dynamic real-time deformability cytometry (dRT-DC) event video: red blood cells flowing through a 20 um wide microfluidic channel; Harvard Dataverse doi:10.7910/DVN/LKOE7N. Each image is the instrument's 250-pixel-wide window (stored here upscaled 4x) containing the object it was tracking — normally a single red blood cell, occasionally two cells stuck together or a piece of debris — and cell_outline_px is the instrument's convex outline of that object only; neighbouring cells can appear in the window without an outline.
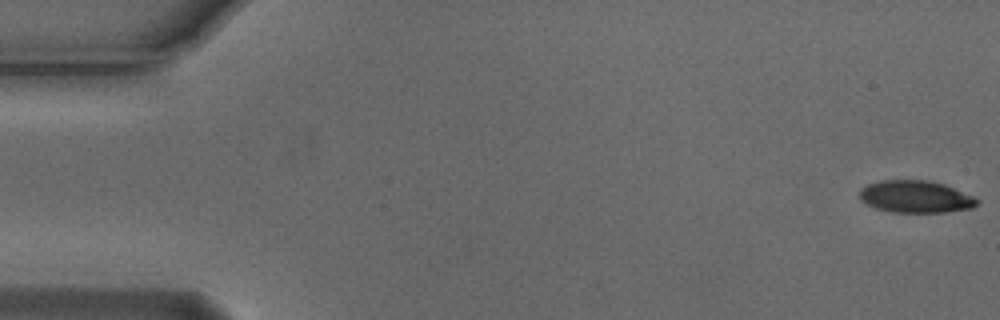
{"species": "Egyptian fruit bat (a non-hibernating species)", "species_latin": "Rousettus aegyptiacus", "temperature_condition": "cold", "stored_images_in_passage": 55, "camera_frame_rate_fps": 3000, "um_per_image_px": 0.085, "animal": {"sex": "male"}, "frame": {"image": 1, "passage_image": 1, "time_ms": 0.0, "image_size_px": [1000, 320], "cell_outline_px": [[980, 200], [972, 208], [944, 212], [892, 212], [876, 208], [860, 200], [860, 188], [868, 184], [880, 180], [928, 180], [944, 184], [972, 196]], "centroid_in_image_um": [77.8, 16.71], "position_along_channel_um": 7.2, "area_um2": 21.91}}
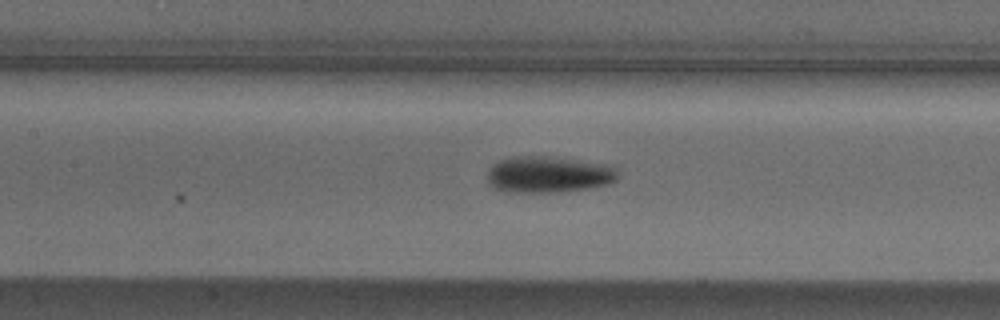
{"frame": {"image": 2, "passage_image": 25, "time_ms": 8.0, "image_size_px": [1000, 320], "cell_outline_px": [[620, 176], [616, 180], [608, 184], [588, 188], [556, 192], [504, 192], [492, 188], [488, 184], [488, 168], [492, 164], [500, 160], [512, 156], [548, 156], [608, 164], [616, 168]], "centroid_in_image_um": [46.6, 14.83], "position_along_channel_um": 160.8, "area_um2": 28.09}}
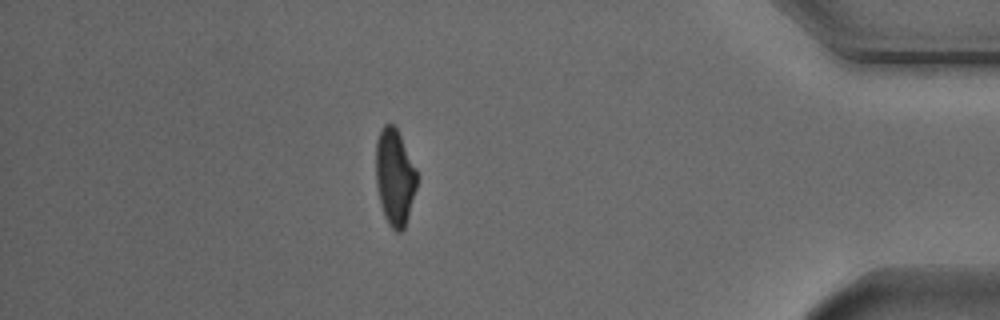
{"frame": {"image": 3, "passage_image": 48, "time_ms": 15.667, "image_size_px": [1000, 320], "cell_outline_px": [[416, 188], [408, 216], [404, 228], [400, 232], [396, 232], [388, 224], [384, 216], [380, 204], [376, 184], [376, 140], [380, 128], [384, 124], [392, 124], [396, 128], [416, 168]], "centroid_in_image_um": [33.52, 15.06], "position_along_channel_um": 401.7, "area_um2": 22.95}, "authors_computed_cell_mechanics": {"area_um2": 24.5072, "velocity_mm_per_s": 3.726, "shape_relaxation_time_tau1_ms": 3.364, "shape_relaxation_time_tau2_ms": 4.031, "deformation_change_tau1": 0.148, "deformation_change_tau2": 0.1028}}